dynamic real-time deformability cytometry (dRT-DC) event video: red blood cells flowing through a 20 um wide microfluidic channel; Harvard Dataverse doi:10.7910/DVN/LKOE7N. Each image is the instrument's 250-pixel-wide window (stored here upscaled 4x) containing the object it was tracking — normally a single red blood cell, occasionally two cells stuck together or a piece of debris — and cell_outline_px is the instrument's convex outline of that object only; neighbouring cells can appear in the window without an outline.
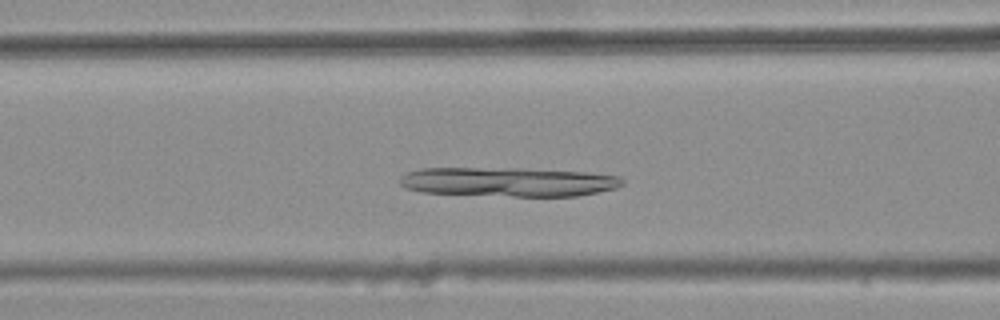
{"species": "common noctule bat (a hibernating species)", "species_latin": "Nyctalus noctula", "temperature_condition": "warm", "stored_images_in_passage": 36, "camera_frame_rate_fps": 3000, "um_per_image_px": 0.085, "animal": {"sex": "female", "body_mass_g": 25.1}, "frame": {"image": 1, "passage_image": 15, "time_ms": 4.667, "image_size_px": [1000, 320], "cell_outline_px": [[624, 184], [616, 188], [576, 196], [512, 196], [420, 192], [404, 188], [400, 184], [400, 180], [408, 172], [424, 168], [524, 168], [584, 172], [620, 176], [624, 180]], "centroid_in_image_um": [43.22, 15.45], "position_along_channel_um": 123.4, "area_um2": 37.86}}
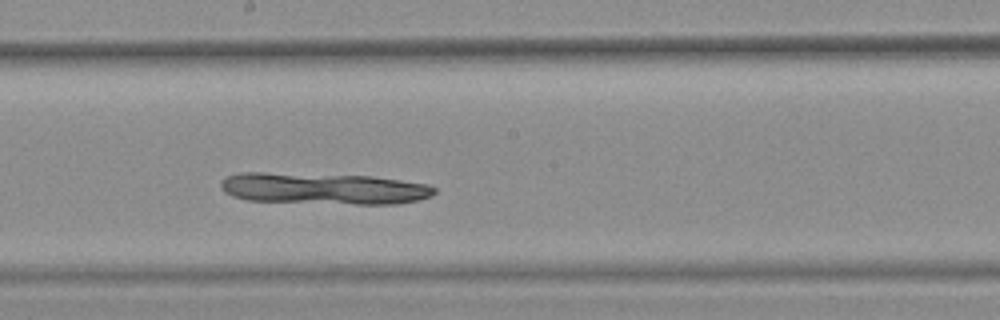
{"frame": {"image": 2, "passage_image": 23, "time_ms": 7.333, "image_size_px": [1000, 320], "cell_outline_px": [[436, 192], [432, 196], [420, 200], [396, 204], [352, 204], [248, 200], [232, 196], [224, 192], [220, 188], [220, 180], [228, 176], [240, 172], [264, 172], [372, 176], [428, 184], [436, 188]], "centroid_in_image_um": [27.51, 16.02], "position_along_channel_um": 220.7, "area_um2": 39.48}}
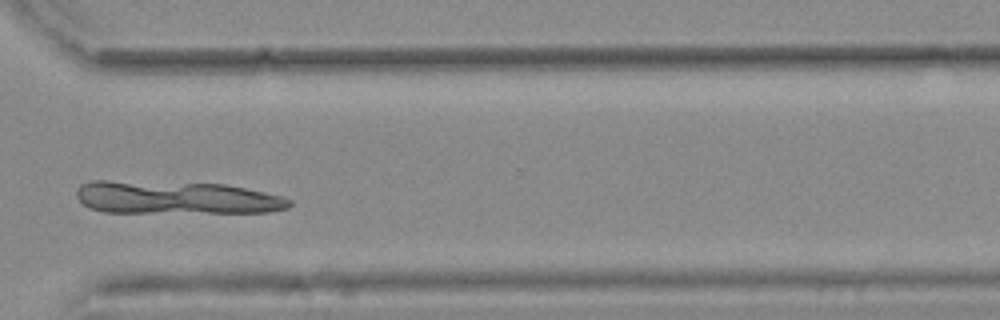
{"frame": {"image": 3, "passage_image": 34, "time_ms": 11.0, "image_size_px": [1000, 320], "cell_outline_px": [[292, 204], [288, 208], [268, 212], [104, 212], [88, 208], [76, 196], [76, 188], [80, 184], [92, 180], [108, 180], [224, 184], [264, 192], [280, 196], [292, 200]], "centroid_in_image_um": [14.91, 16.79], "position_along_channel_um": 355.7, "area_um2": 40.86}}